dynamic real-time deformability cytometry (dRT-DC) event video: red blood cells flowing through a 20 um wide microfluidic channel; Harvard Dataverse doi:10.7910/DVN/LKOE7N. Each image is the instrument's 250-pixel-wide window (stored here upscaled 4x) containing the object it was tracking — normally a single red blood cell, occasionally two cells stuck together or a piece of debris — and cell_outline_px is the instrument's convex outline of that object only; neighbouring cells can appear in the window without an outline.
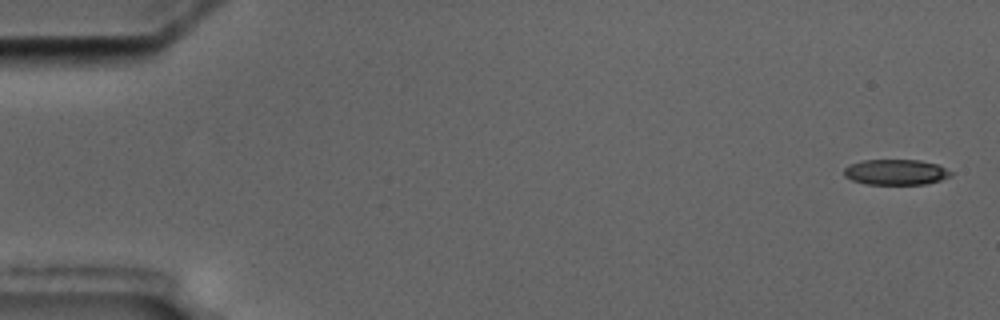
{"species": "common noctule bat (a hibernating species)", "species_latin": "Nyctalus noctula", "temperature_condition": "cold", "stored_images_in_passage": 6, "camera_frame_rate_fps": 3000, "um_per_image_px": 0.085, "animal": {"sex": "male", "body_mass_g": 17.5, "forearm_length_mm": 52.3}, "frame": {"image": 1, "passage_image": 1, "time_ms": 0.0, "image_size_px": [1000, 320], "cell_outline_px": [[952, 176], [940, 180], [924, 184], [864, 184], [852, 180], [844, 176], [844, 168], [848, 164], [864, 160], [920, 160], [936, 164], [952, 172]], "centroid_in_image_um": [76.11, 14.63], "position_along_channel_um": 8.9, "area_um2": 15.9}}
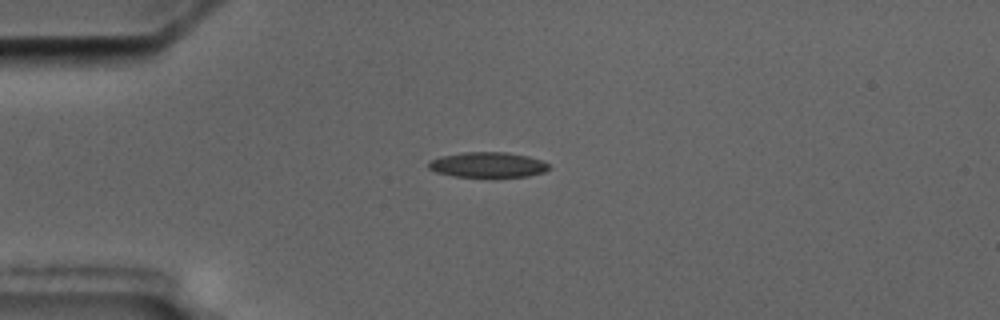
{"frame": {"image": 2, "passage_image": 4, "time_ms": 4.333, "image_size_px": [1000, 320], "cell_outline_px": [[552, 168], [544, 172], [528, 176], [492, 180], [452, 176], [436, 172], [428, 168], [428, 160], [440, 156], [464, 152], [504, 152], [528, 156], [540, 160], [548, 164]], "centroid_in_image_um": [41.45, 14.06], "position_along_channel_um": 43.6, "area_um2": 18.73}}
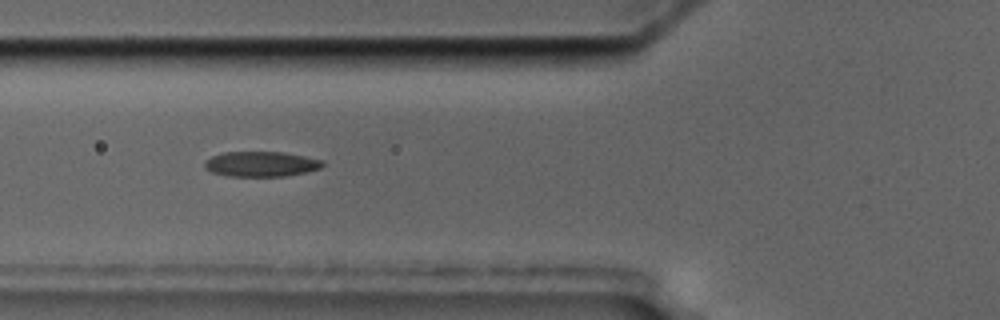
{"frame": {"image": 3, "passage_image": 6, "time_ms": 6.667, "image_size_px": [1000, 320], "cell_outline_px": [[324, 164], [320, 168], [288, 176], [228, 176], [212, 172], [204, 168], [204, 160], [212, 156], [224, 152], [284, 152], [324, 160]], "centroid_in_image_um": [22.17, 13.94], "position_along_channel_um": 103.6, "area_um2": 17.34}}